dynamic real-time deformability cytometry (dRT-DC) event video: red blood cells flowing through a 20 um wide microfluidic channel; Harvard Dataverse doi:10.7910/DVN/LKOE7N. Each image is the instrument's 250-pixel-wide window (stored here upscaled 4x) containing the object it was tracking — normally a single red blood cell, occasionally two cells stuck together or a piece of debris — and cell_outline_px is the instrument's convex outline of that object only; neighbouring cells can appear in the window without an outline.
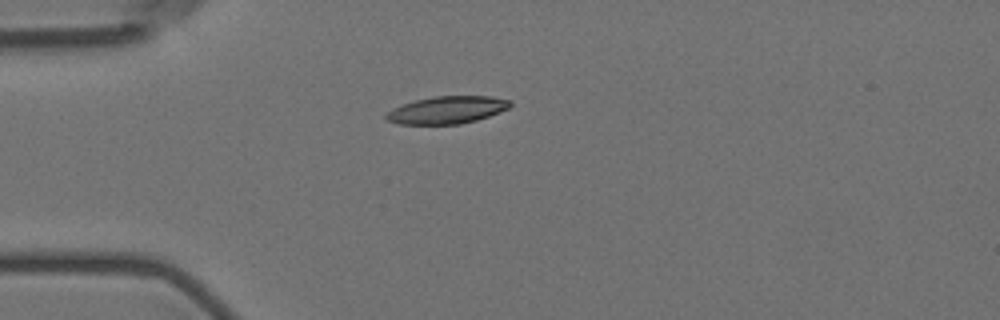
{"species": "Egyptian fruit bat (a non-hibernating species)", "species_latin": "Rousettus aegyptiacus", "temperature_condition": "room temperature", "stored_images_in_passage": 43, "camera_frame_rate_fps": 3000, "um_per_image_px": 0.085, "animal": {"sex": "female"}, "frame": {"image": 1, "passage_image": 1, "time_ms": 0.0, "image_size_px": [1000, 320], "cell_outline_px": [[508, 104], [504, 108], [496, 112], [472, 120], [452, 124], [408, 124], [392, 120], [388, 116], [400, 108], [408, 104], [420, 100], [444, 96], [480, 96], [508, 100]], "centroid_in_image_um": [38.07, 9.34], "position_along_channel_um": 46.9, "area_um2": 17.63}}
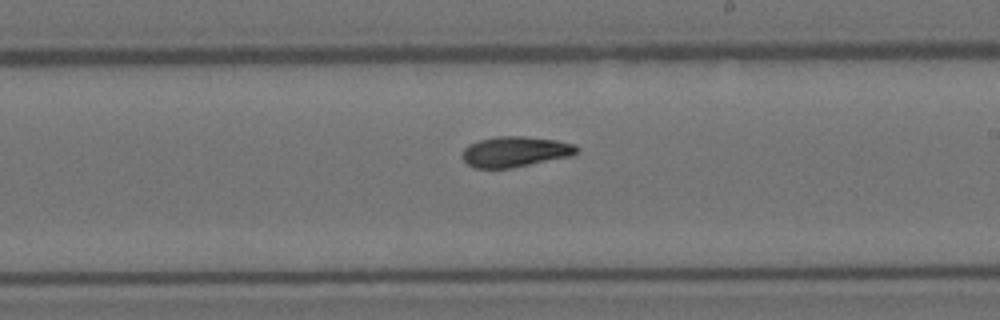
{"frame": {"image": 2, "passage_image": 19, "time_ms": 6.0, "image_size_px": [1000, 320], "cell_outline_px": [[576, 148], [572, 152], [556, 156], [520, 164], [500, 168], [484, 168], [472, 164], [464, 156], [464, 152], [468, 148], [476, 144], [488, 140], [548, 140], [568, 144]], "centroid_in_image_um": [43.67, 12.94], "position_along_channel_um": 245.3, "area_um2": 16.07}}
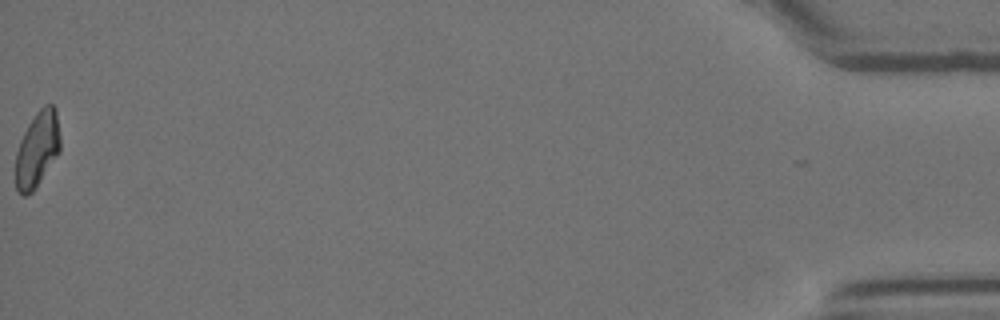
{"frame": {"image": 3, "passage_image": 43, "time_ms": 14.0, "image_size_px": [1000, 320], "cell_outline_px": [[60, 148], [36, 184], [28, 192], [20, 192], [16, 188], [16, 160], [24, 136], [28, 128], [36, 116], [40, 112], [52, 104], [56, 120]], "centroid_in_image_um": [3.15, 12.74], "position_along_channel_um": 432.0, "area_um2": 17.05}, "authors_computed_cell_mechanics": {"area_um2": 17.051, "velocity_mm_per_s": 3.5738, "shape_relaxation_time_tau1_ms": null, "shape_relaxation_time_tau2_ms": 4.5056, "deformation_change_tau1": null, "deformation_change_tau2": 0.1131}}